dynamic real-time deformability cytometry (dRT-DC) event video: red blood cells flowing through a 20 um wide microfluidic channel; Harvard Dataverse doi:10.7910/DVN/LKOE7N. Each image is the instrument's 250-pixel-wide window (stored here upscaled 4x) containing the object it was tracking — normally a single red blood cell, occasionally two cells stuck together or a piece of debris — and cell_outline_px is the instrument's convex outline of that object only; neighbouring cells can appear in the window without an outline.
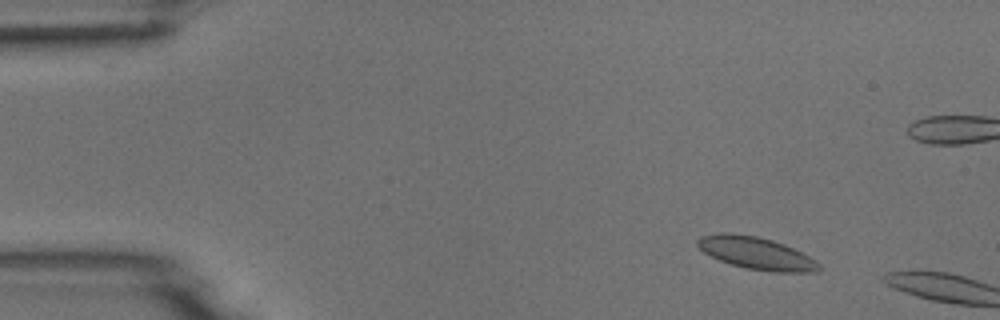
{"species": "common noctule bat (a hibernating species)", "species_latin": "Nyctalus noctula", "temperature_condition": "room temperature", "stored_images_in_passage": 5, "camera_frame_rate_fps": 3000, "um_per_image_px": 0.085, "animal": {"sex": "male", "body_mass_g": 18.8}, "frame": {"image": 1, "passage_image": 2, "time_ms": 1.0, "image_size_px": [1000, 320], "cell_outline_px": [[824, 268], [816, 272], [772, 272], [744, 268], [720, 260], [704, 252], [696, 244], [696, 240], [700, 236], [720, 232], [732, 232], [756, 236], [772, 240], [784, 244], [816, 260]], "centroid_in_image_um": [64.29, 21.52], "position_along_channel_um": 20.7, "area_um2": 23.0}}